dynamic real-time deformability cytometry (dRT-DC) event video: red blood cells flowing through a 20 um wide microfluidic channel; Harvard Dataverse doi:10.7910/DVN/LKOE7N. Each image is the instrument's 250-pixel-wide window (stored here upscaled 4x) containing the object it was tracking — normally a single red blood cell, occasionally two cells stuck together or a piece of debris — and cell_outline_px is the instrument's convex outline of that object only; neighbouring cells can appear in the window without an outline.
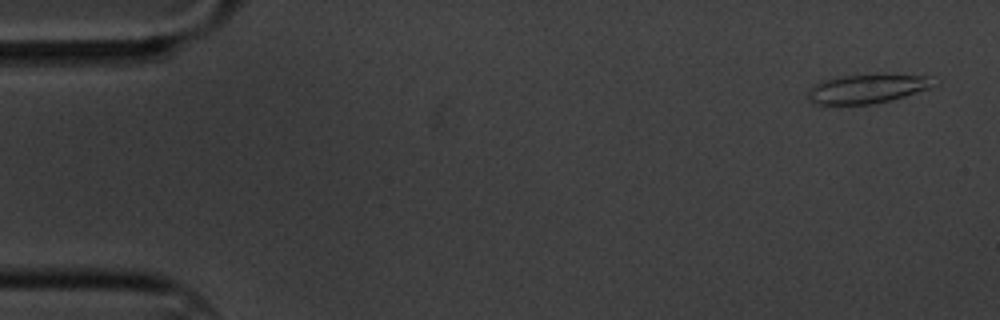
{"species": "common noctule bat (a hibernating species)", "species_latin": "Nyctalus noctula", "temperature_condition": "cold", "stored_images_in_passage": 4, "camera_frame_rate_fps": 3000, "um_per_image_px": 0.085, "animal": {"sex": "male", "body_mass_g": 20.1, "forearm_length_mm": 53.5}, "frame": {"image": 1, "passage_image": 1, "time_ms": 0.0, "image_size_px": [1000, 320], "cell_outline_px": [[940, 80], [928, 88], [892, 100], [872, 104], [812, 104], [808, 100], [808, 92], [816, 84], [824, 80], [840, 76], [932, 76]], "centroid_in_image_um": [73.7, 7.57], "position_along_channel_um": 11.3, "area_um2": 20.63}}
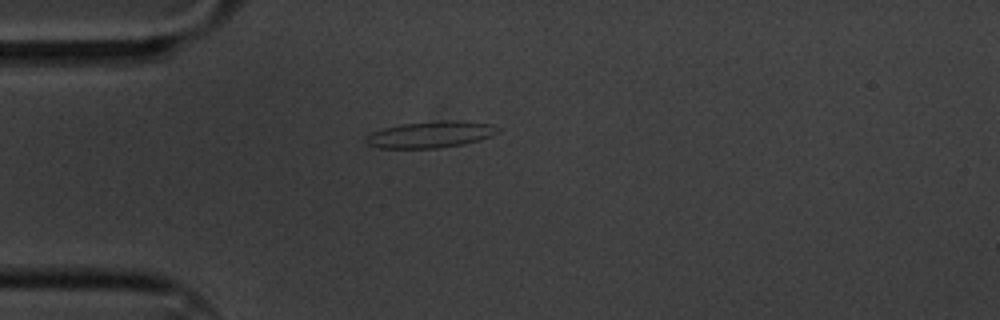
{"frame": {"image": 2, "passage_image": 4, "time_ms": 1.0, "image_size_px": [1000, 320], "cell_outline_px": [[500, 132], [492, 136], [480, 140], [464, 144], [440, 148], [376, 148], [364, 144], [364, 136], [372, 132], [384, 128], [400, 124], [440, 120], [452, 120], [492, 124], [500, 128]], "centroid_in_image_um": [36.57, 11.44], "position_along_channel_um": 48.4, "area_um2": 20.75}}